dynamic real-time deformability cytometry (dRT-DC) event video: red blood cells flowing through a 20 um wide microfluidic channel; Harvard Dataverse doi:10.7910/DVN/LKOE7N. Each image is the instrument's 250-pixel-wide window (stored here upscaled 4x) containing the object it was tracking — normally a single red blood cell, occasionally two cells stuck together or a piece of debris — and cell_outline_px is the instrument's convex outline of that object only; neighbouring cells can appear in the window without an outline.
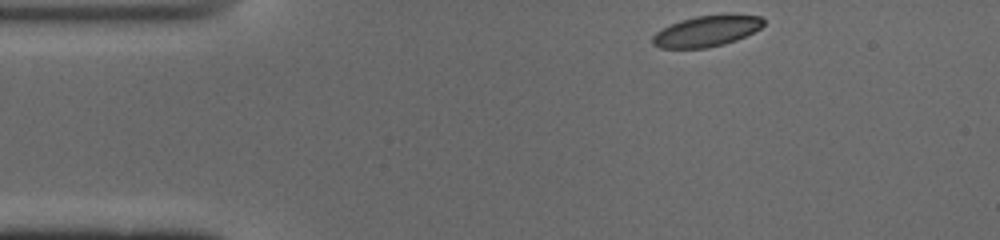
{"species": "common noctule bat (a hibernating species)", "species_latin": "Nyctalus noctula", "temperature_condition": "cold", "stored_images_in_passage": 45, "camera_frame_rate_fps": 3000, "um_per_image_px": 0.085, "animal": {"sex": "male", "body_mass_g": 19.0, "forearm_length_mm": 50.8}, "frame": {"image": 1, "passage_image": 1, "time_ms": 0.0, "image_size_px": [1000, 240], "cell_outline_px": [[764, 24], [760, 28], [736, 40], [724, 44], [704, 48], [660, 48], [652, 44], [652, 36], [656, 32], [680, 20], [696, 16], [760, 16], [764, 20]], "centroid_in_image_um": [60.0, 2.67], "position_along_channel_um": 25.0, "area_um2": 19.36}}
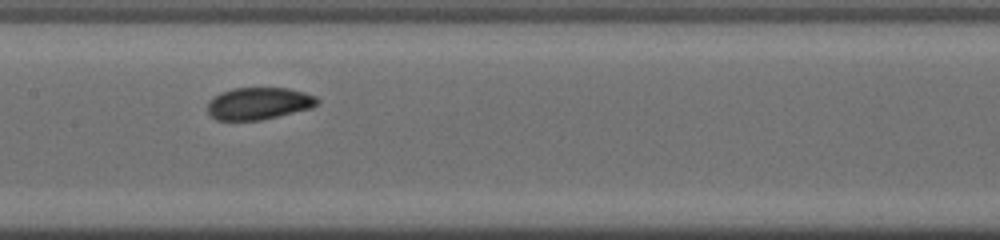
{"frame": {"image": 2, "passage_image": 18, "time_ms": 5.667, "image_size_px": [1000, 240], "cell_outline_px": [[320, 100], [312, 108], [260, 120], [216, 120], [208, 112], [208, 100], [212, 96], [220, 92], [232, 88], [288, 88], [304, 92], [316, 96]], "centroid_in_image_um": [21.97, 8.78], "position_along_channel_um": 185.4, "area_um2": 20.63}}
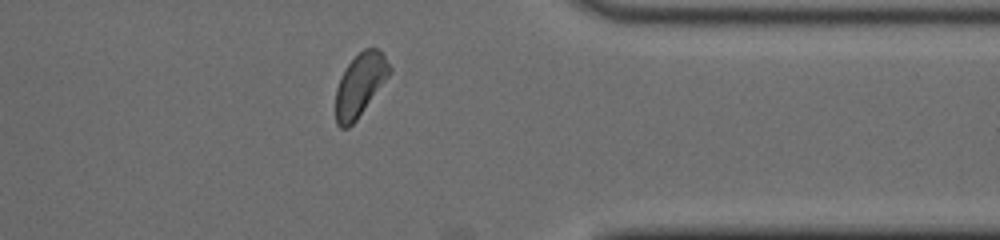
{"frame": {"image": 3, "passage_image": 34, "time_ms": 11.0, "image_size_px": [1000, 240], "cell_outline_px": [[392, 72], [356, 120], [348, 128], [340, 128], [336, 124], [336, 88], [340, 76], [348, 64], [364, 48], [376, 48], [384, 56], [392, 68]], "centroid_in_image_um": [30.6, 7.22], "position_along_channel_um": 380.8, "area_um2": 19.54}, "authors_computed_cell_mechanics": {"area_um2": 20.6346, "velocity_mm_per_s": 3.8832, "shape_relaxation_time_tau1_ms": 3.6738, "shape_relaxation_time_tau2_ms": 4.1609, "deformation_change_tau1": 0.1108, "deformation_change_tau2": 0.071}}